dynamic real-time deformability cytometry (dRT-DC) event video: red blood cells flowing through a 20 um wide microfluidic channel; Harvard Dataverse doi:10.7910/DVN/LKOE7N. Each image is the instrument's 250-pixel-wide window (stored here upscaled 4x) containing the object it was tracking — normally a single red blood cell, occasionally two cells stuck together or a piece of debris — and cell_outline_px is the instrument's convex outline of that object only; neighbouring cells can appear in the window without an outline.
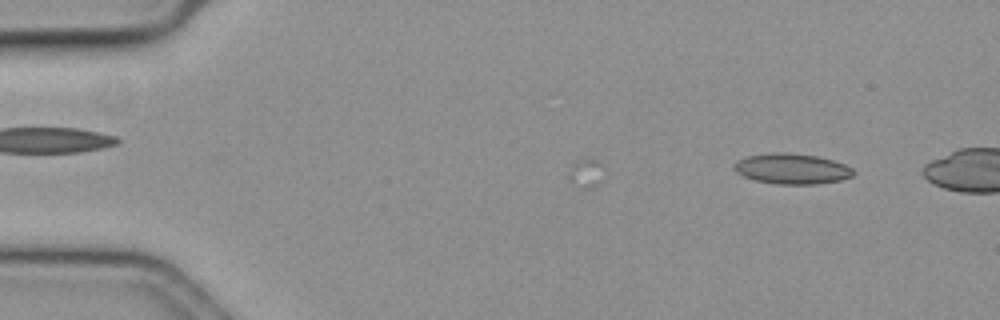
{"species": "common noctule bat (a hibernating species)", "species_latin": "Nyctalus noctula", "temperature_condition": "cold", "stored_images_in_passage": 2, "camera_frame_rate_fps": 3000, "um_per_image_px": 0.085, "animal": {"sex": "female", "body_mass_g": 19.3, "forearm_length_mm": 54.1}, "frame": {"image": 1, "passage_image": 2, "time_ms": 0.333, "image_size_px": [1000, 320], "cell_outline_px": [[856, 172], [852, 176], [840, 180], [816, 184], [776, 184], [756, 180], [744, 176], [732, 164], [736, 160], [748, 156], [768, 152], [788, 152], [816, 156], [832, 160], [844, 164], [852, 168]], "centroid_in_image_um": [67.33, 14.33], "position_along_channel_um": 17.7, "area_um2": 21.1}}